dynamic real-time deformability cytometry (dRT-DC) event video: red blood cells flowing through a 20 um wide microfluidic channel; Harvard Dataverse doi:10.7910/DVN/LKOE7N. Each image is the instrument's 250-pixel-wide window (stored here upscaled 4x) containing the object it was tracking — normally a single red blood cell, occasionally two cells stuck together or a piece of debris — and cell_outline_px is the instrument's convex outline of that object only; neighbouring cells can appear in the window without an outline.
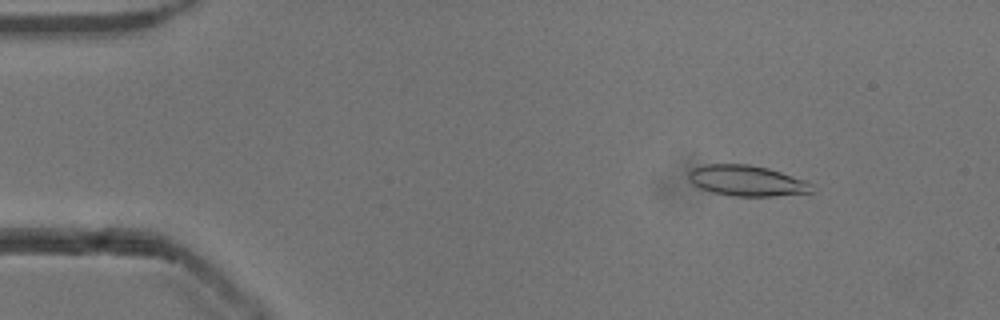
{"species": "common noctule bat (a hibernating species)", "species_latin": "Nyctalus noctula", "temperature_condition": "cold", "stored_images_in_passage": 53, "camera_frame_rate_fps": 3000, "um_per_image_px": 0.085, "animal": {"sex": "male", "body_mass_g": 13.3}, "frame": {"image": 1, "passage_image": 7, "time_ms": 2.0, "image_size_px": [1000, 320], "cell_outline_px": [[816, 192], [772, 196], [732, 196], [712, 192], [700, 188], [692, 184], [688, 180], [688, 172], [692, 168], [704, 164], [748, 164], [768, 168], [804, 180], [812, 184]], "centroid_in_image_um": [63.46, 15.36], "position_along_channel_um": 21.5, "area_um2": 22.2}}
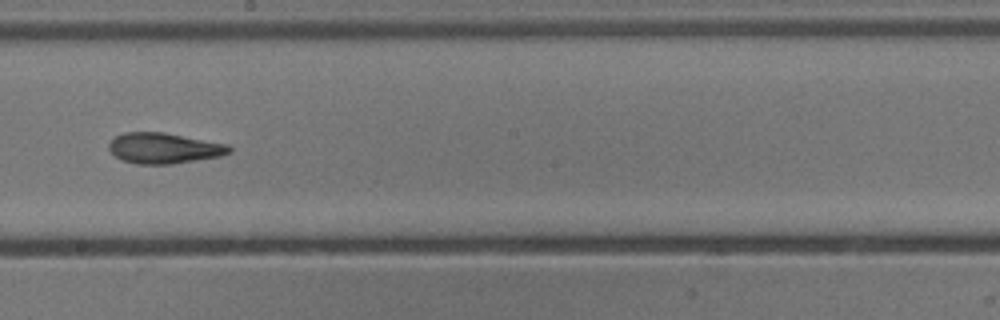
{"frame": {"image": 2, "passage_image": 30, "time_ms": 9.667, "image_size_px": [1000, 320], "cell_outline_px": [[232, 152], [220, 156], [172, 164], [136, 164], [120, 160], [108, 148], [108, 144], [116, 136], [124, 132], [164, 132], [228, 144], [232, 148]], "centroid_in_image_um": [13.94, 12.59], "position_along_channel_um": 234.3, "area_um2": 21.56}}
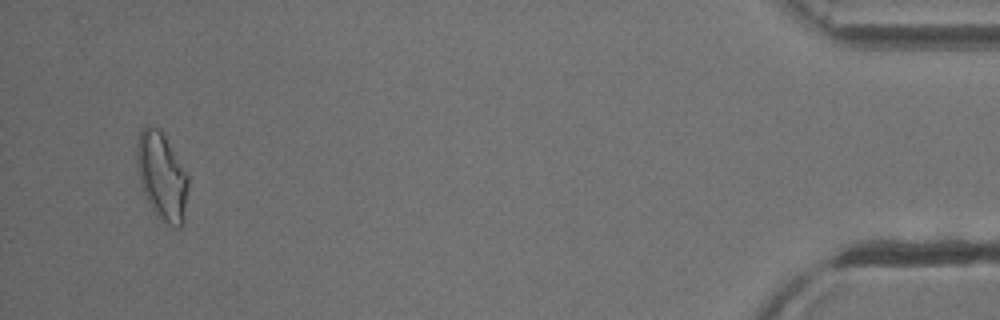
{"frame": {"image": 3, "passage_image": 51, "time_ms": 16.667, "image_size_px": [1000, 320], "cell_outline_px": [[188, 188], [184, 220], [180, 228], [176, 228], [168, 224], [156, 216], [140, 184], [136, 164], [136, 140], [140, 132], [148, 124], [160, 128], [188, 176]], "centroid_in_image_um": [13.74, 14.97], "position_along_channel_um": 421.5, "area_um2": 26.24}, "authors_computed_cell_mechanics": {"area_um2": 21.7906, "velocity_mm_per_s": 3.8528, "shape_relaxation_time_tau1_ms": 8.005, "shape_relaxation_time_tau2_ms": 3.1132, "deformation_change_tau1": 0.2341, "deformation_change_tau2": 0.1228}}